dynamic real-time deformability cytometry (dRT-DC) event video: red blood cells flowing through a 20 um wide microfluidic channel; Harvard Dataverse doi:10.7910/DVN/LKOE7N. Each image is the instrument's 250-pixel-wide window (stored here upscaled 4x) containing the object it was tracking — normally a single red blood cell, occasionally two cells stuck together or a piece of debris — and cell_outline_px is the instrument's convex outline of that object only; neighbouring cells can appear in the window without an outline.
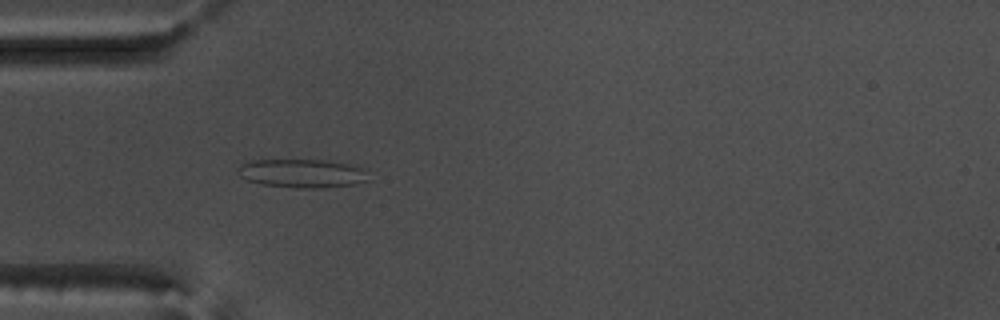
{"species": "common noctule bat (a hibernating species)", "species_latin": "Nyctalus noctula", "temperature_condition": "warm", "stored_images_in_passage": 41, "camera_frame_rate_fps": 3000, "um_per_image_px": 0.085, "animal": {"sex": "male", "body_mass_g": 17.5, "forearm_length_mm": 52.3}, "frame": {"image": 1, "passage_image": 7, "time_ms": 2.0, "image_size_px": [1000, 320], "cell_outline_px": [[368, 180], [356, 184], [320, 188], [296, 188], [260, 184], [248, 180], [240, 176], [236, 172], [236, 168], [240, 164], [248, 160], [324, 160], [364, 168]], "centroid_in_image_um": [25.6, 14.74], "position_along_channel_um": 59.4, "area_um2": 21.79}}
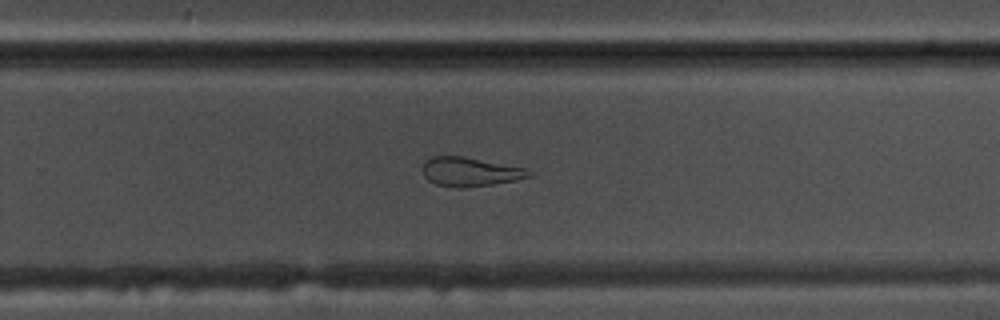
{"frame": {"image": 2, "passage_image": 26, "time_ms": 8.333, "image_size_px": [1000, 320], "cell_outline_px": [[532, 176], [516, 180], [492, 184], [460, 188], [452, 188], [436, 184], [428, 180], [424, 176], [424, 160], [432, 156], [460, 156], [528, 168], [532, 172]], "centroid_in_image_um": [39.97, 14.61], "position_along_channel_um": 289.8, "area_um2": 17.98}}
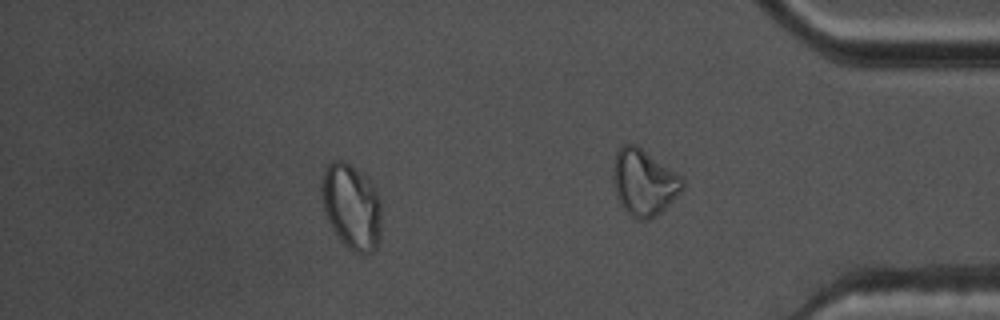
{"frame": {"image": 3, "passage_image": 34, "time_ms": 11.0, "image_size_px": [1000, 320], "cell_outline_px": [[380, 240], [376, 248], [372, 252], [364, 256], [348, 248], [340, 240], [328, 220], [324, 208], [320, 188], [320, 180], [324, 168], [332, 160], [344, 160], [368, 176], [380, 200]], "centroid_in_image_um": [29.87, 17.53], "position_along_channel_um": 405.3, "area_um2": 30.23}, "authors_computed_cell_mechanics": {"area_um2": 20.808, "velocity_mm_per_s": 3.6973, "shape_relaxation_time_tau1_ms": null, "shape_relaxation_time_tau2_ms": 2.0331, "deformation_change_tau1": null, "deformation_change_tau2": 0.0978}}